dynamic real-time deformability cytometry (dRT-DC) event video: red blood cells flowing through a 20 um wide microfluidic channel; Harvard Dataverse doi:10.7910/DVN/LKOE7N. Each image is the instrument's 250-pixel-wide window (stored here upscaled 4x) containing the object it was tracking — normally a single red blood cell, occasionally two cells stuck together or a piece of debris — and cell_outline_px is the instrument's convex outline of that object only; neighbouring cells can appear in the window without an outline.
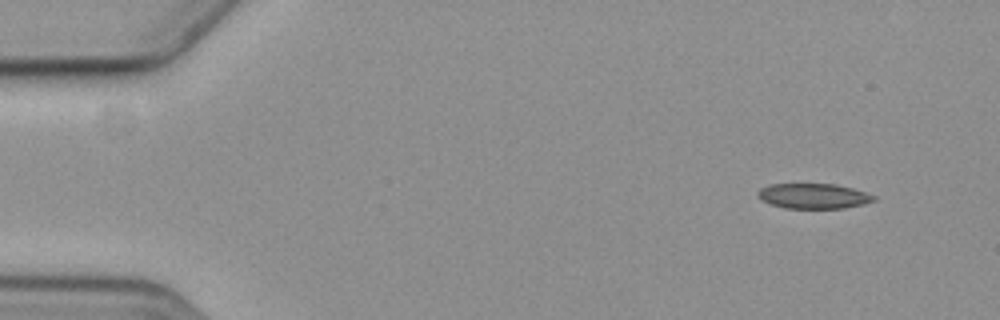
{"species": "common noctule bat (a hibernating species)", "species_latin": "Nyctalus noctula", "temperature_condition": "cold", "stored_images_in_passage": 7, "camera_frame_rate_fps": 3000, "um_per_image_px": 0.085, "animal": {"sex": "female", "body_mass_g": 19.3, "forearm_length_mm": 54.1}, "frame": {"image": 1, "passage_image": 1, "time_ms": 0.0, "image_size_px": [1000, 320], "cell_outline_px": [[876, 200], [864, 204], [844, 208], [784, 208], [772, 204], [756, 196], [756, 192], [760, 188], [772, 184], [836, 184], [852, 188], [876, 196]], "centroid_in_image_um": [69.15, 16.66], "position_along_channel_um": 15.8, "area_um2": 16.94}}
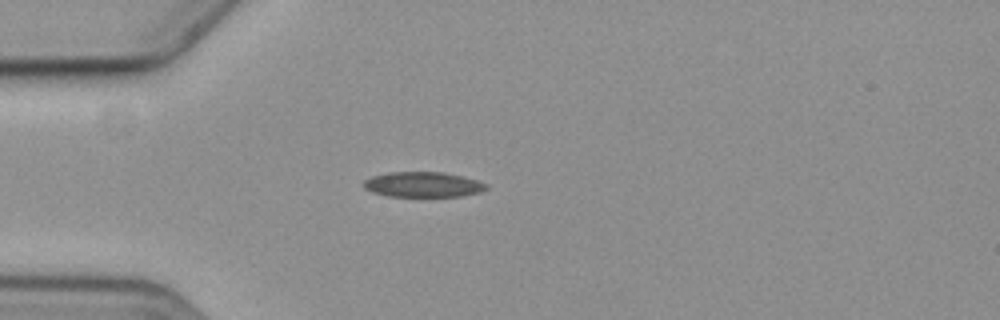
{"frame": {"image": 2, "passage_image": 4, "time_ms": 3.667, "image_size_px": [1000, 320], "cell_outline_px": [[488, 188], [480, 192], [460, 196], [388, 196], [372, 192], [364, 188], [364, 180], [372, 176], [388, 172], [444, 172], [476, 180], [488, 184]], "centroid_in_image_um": [35.94, 15.68], "position_along_channel_um": 49.1, "area_um2": 17.92}}
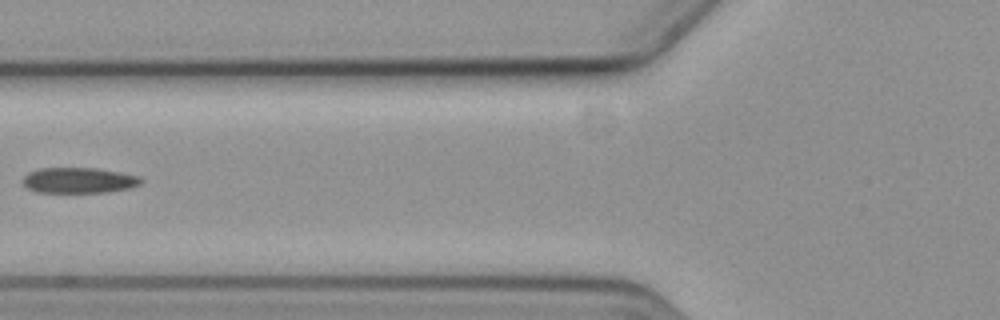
{"frame": {"image": 3, "passage_image": 6, "time_ms": 6.0, "image_size_px": [1000, 320], "cell_outline_px": [[144, 180], [140, 184], [132, 188], [108, 192], [36, 192], [28, 188], [24, 184], [24, 176], [28, 172], [40, 168], [96, 168], [120, 172], [140, 176]], "centroid_in_image_um": [6.75, 15.33], "position_along_channel_um": 119.0, "area_um2": 17.69}}